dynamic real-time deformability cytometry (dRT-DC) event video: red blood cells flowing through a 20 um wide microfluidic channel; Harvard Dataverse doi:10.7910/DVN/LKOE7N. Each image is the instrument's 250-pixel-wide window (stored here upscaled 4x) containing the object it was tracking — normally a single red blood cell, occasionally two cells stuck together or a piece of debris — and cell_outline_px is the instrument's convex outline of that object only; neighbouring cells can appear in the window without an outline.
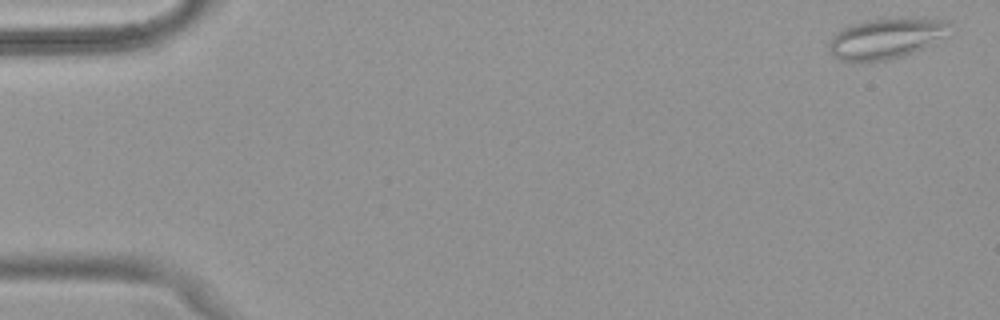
{"species": "common noctule bat (a hibernating species)", "species_latin": "Nyctalus noctula", "temperature_condition": "warm", "stored_images_in_passage": 52, "camera_frame_rate_fps": 3000, "um_per_image_px": 0.085, "animal": {"sex": "female", "body_mass_g": 18.4}, "frame": {"image": 1, "passage_image": 2, "time_ms": 0.333, "image_size_px": [1000, 320], "cell_outline_px": [[952, 24], [940, 36], [920, 48], [904, 56], [888, 60], [868, 64], [840, 60], [832, 56], [828, 48], [828, 44], [832, 36], [836, 32], [852, 24], [864, 20], [948, 20]], "centroid_in_image_um": [75.13, 3.34], "position_along_channel_um": 9.9, "area_um2": 27.69}}
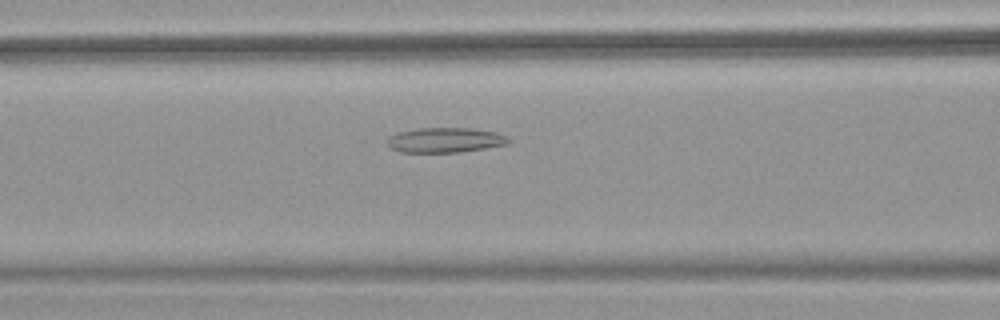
{"frame": {"image": 2, "passage_image": 22, "time_ms": 7.0, "image_size_px": [1000, 320], "cell_outline_px": [[512, 140], [508, 144], [460, 152], [400, 152], [392, 148], [388, 144], [388, 136], [400, 132], [420, 128], [472, 128], [496, 132]], "centroid_in_image_um": [37.85, 11.9], "position_along_channel_um": 128.7, "area_um2": 17.46}}
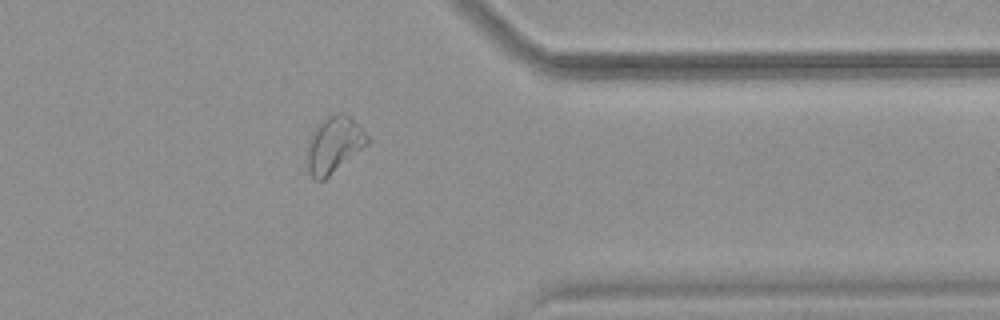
{"frame": {"image": 3, "passage_image": 42, "time_ms": 13.667, "image_size_px": [1000, 320], "cell_outline_px": [[368, 144], [324, 180], [316, 180], [308, 172], [308, 140], [312, 132], [328, 116], [340, 112], [344, 112], [352, 116], [368, 136]], "centroid_in_image_um": [28.41, 12.28], "position_along_channel_um": 383.0, "area_um2": 19.54}, "authors_computed_cell_mechanics": {"area_um2": 21.6461, "velocity_mm_per_s": 3.9611, "shape_relaxation_time_tau1_ms": null, "shape_relaxation_time_tau2_ms": 3.6963, "deformation_change_tau1": null, "deformation_change_tau2": 0.1145}}